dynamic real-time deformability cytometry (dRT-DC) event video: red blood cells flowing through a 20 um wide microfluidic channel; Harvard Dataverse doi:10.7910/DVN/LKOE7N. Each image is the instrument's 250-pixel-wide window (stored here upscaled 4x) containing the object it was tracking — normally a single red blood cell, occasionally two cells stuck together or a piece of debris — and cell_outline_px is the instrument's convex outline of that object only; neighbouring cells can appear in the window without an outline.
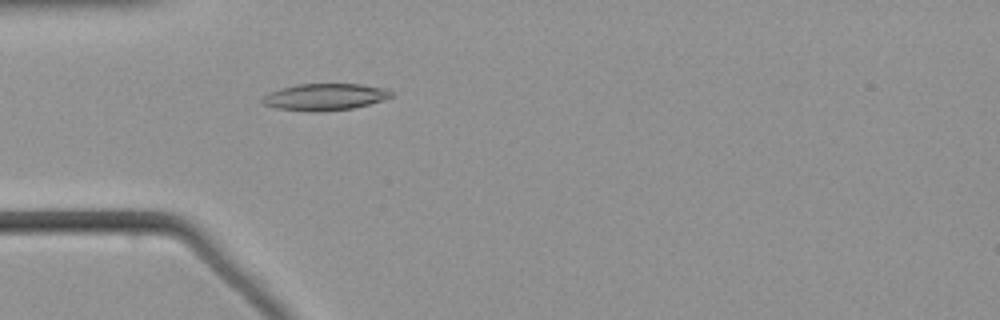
{"species": "common noctule bat (a hibernating species)", "species_latin": "Nyctalus noctula", "temperature_condition": "warm", "stored_images_in_passage": 54, "camera_frame_rate_fps": 3000, "um_per_image_px": 0.085, "animal": {"sex": "male", "body_mass_g": 21.5, "forearm_length_mm": 52.0}, "frame": {"image": 1, "passage_image": 17, "time_ms": 5.333, "image_size_px": [1000, 320], "cell_outline_px": [[392, 96], [368, 104], [352, 108], [316, 112], [308, 112], [276, 108], [264, 104], [260, 100], [268, 92], [280, 88], [296, 84], [360, 84], [384, 88], [392, 92]], "centroid_in_image_um": [27.54, 8.24], "position_along_channel_um": 57.5, "area_um2": 20.0}}
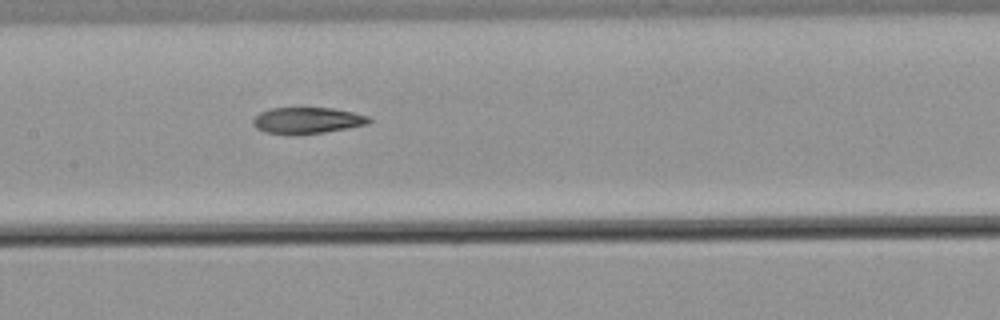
{"frame": {"image": 2, "passage_image": 27, "time_ms": 8.667, "image_size_px": [1000, 320], "cell_outline_px": [[372, 120], [368, 124], [348, 128], [324, 132], [296, 136], [288, 136], [264, 132], [256, 128], [252, 124], [252, 120], [260, 112], [272, 108], [332, 108], [352, 112], [368, 116]], "centroid_in_image_um": [26.07, 10.26], "position_along_channel_um": 181.3, "area_um2": 18.09}}
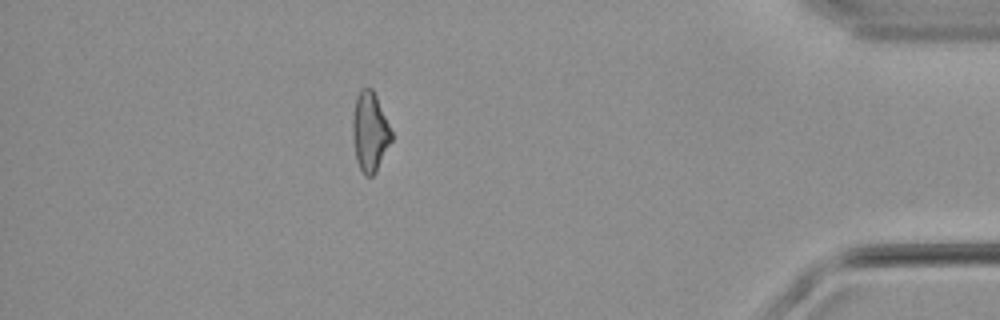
{"frame": {"image": 3, "passage_image": 48, "time_ms": 15.667, "image_size_px": [1000, 320], "cell_outline_px": [[392, 140], [376, 172], [372, 176], [364, 176], [356, 160], [352, 136], [352, 116], [356, 96], [360, 88], [372, 88], [376, 96], [392, 132]], "centroid_in_image_um": [31.42, 11.2], "position_along_channel_um": 403.8, "area_um2": 18.03}}